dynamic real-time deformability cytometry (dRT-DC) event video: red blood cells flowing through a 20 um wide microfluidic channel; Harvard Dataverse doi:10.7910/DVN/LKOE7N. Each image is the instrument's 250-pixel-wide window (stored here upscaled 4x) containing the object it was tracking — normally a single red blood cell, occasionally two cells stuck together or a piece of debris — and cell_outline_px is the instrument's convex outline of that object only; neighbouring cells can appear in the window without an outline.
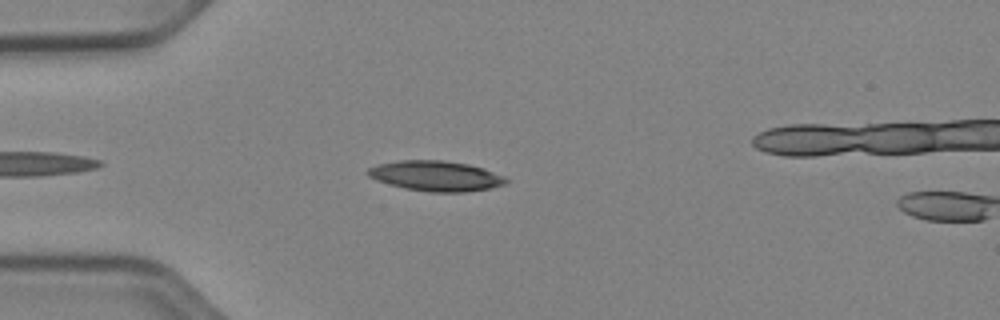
{"species": "Egyptian fruit bat (a non-hibernating species)", "species_latin": "Rousettus aegyptiacus", "temperature_condition": "cold", "stored_images_in_passage": 7, "camera_frame_rate_fps": 3000, "um_per_image_px": 0.085, "animal": {"sex": "female"}, "frame": {"image": 1, "passage_image": 5, "time_ms": 1.333, "image_size_px": [1000, 320], "cell_outline_px": [[512, 180], [504, 184], [488, 188], [468, 192], [428, 192], [404, 188], [388, 184], [376, 180], [368, 176], [364, 172], [368, 168], [376, 164], [400, 160], [444, 160], [468, 164], [484, 168], [504, 176]], "centroid_in_image_um": [37.03, 14.95], "position_along_channel_um": 48.0, "area_um2": 24.62}}